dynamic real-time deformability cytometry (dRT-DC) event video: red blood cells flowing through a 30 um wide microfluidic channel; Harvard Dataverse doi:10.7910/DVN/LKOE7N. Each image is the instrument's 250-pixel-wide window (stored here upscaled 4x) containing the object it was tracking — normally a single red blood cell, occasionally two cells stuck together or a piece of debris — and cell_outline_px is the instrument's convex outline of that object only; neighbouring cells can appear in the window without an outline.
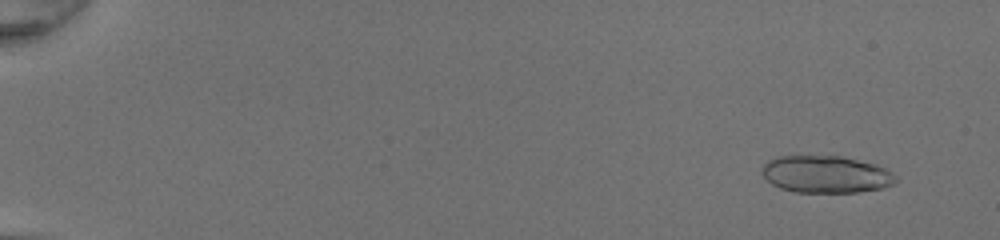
{"species": "common noctule bat (a hibernating species)", "species_latin": "Nyctalus noctula", "temperature_condition": "room temperature", "stored_images_in_passage": 51, "segment_of_instrument_passage": [1, 2], "camera_frame_rate_fps": 3000, "um_per_image_px": 0.085, "animal": {"sex": "female", "body_mass_g": 20.0, "forearm_length_mm": 54.0}, "frame": {"image": 1, "passage_image": 4, "time_ms": 1.0, "image_size_px": [1000, 240], "cell_outline_px": [[896, 180], [892, 184], [880, 188], [856, 192], [796, 192], [780, 188], [772, 184], [760, 172], [760, 168], [768, 160], [776, 156], [840, 156], [876, 164], [892, 172], [896, 176]], "centroid_in_image_um": [70.16, 14.81], "position_along_channel_um": 14.8, "area_um2": 28.9}}
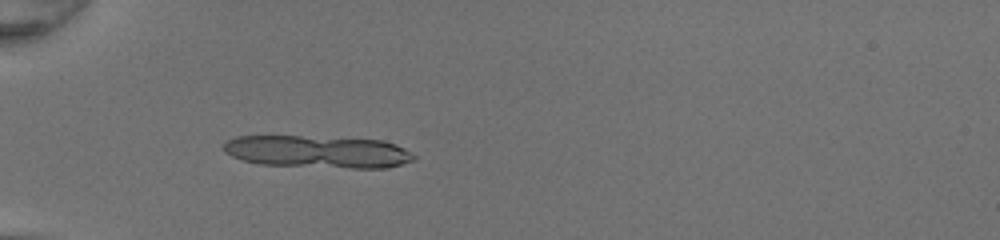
{"frame": {"image": 2, "passage_image": 18, "time_ms": 5.667, "image_size_px": [1000, 240], "cell_outline_px": [[416, 160], [384, 168], [352, 168], [260, 164], [244, 160], [232, 156], [224, 152], [220, 144], [236, 136], [300, 136], [384, 140], [396, 144], [412, 152], [416, 156]], "centroid_in_image_um": [27.0, 12.89], "position_along_channel_um": 58.0, "area_um2": 36.01}}